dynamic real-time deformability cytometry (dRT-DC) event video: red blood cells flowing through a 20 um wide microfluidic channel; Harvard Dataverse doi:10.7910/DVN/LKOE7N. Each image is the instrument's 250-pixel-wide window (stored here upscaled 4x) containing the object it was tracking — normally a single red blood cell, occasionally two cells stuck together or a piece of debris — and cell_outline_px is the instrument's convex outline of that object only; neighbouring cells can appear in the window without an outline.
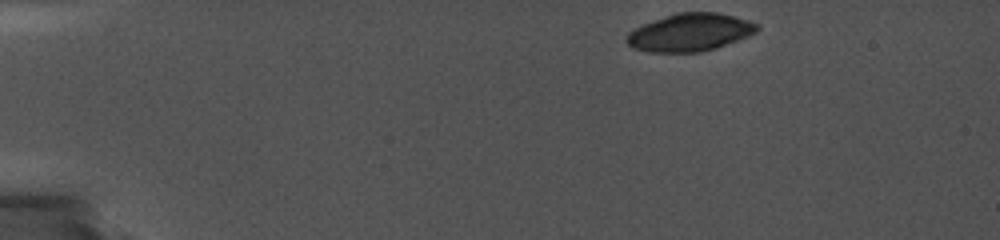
{"species": "common noctule bat (a hibernating species)", "species_latin": "Nyctalus noctula", "temperature_condition": "cold", "stored_images_in_passage": 10, "camera_frame_rate_fps": 5000, "um_per_image_px": 0.085, "animal": {"sex": "female", "body_mass_g": 19.0, "forearm_length_mm": 56.7}, "frame": {"image": 1, "passage_image": 1, "time_ms": 0.0, "image_size_px": [1000, 240], "cell_outline_px": [[760, 28], [756, 32], [748, 36], [716, 48], [700, 52], [648, 52], [632, 48], [624, 40], [628, 32], [644, 24], [676, 12], [720, 12], [748, 20], [760, 24]], "centroid_in_image_um": [58.66, 2.75], "position_along_channel_um": 26.3, "area_um2": 28.78}}